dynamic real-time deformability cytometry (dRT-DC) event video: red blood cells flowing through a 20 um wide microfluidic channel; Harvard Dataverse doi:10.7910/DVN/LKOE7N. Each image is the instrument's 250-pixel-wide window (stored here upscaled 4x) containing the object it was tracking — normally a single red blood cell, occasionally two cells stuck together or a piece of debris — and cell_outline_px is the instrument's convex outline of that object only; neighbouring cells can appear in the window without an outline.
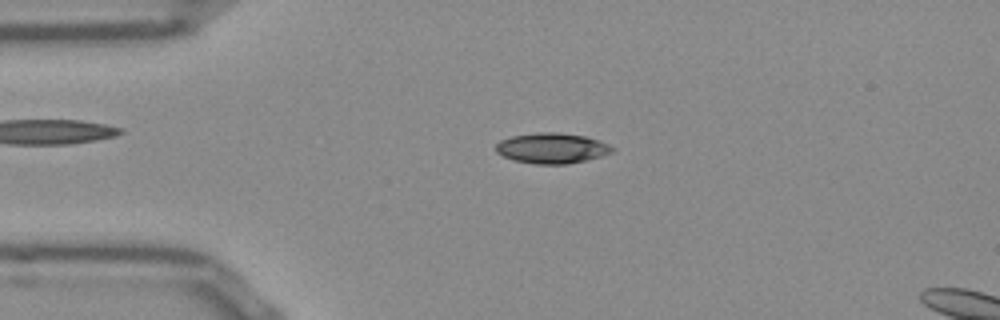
{"species": "Egyptian fruit bat (a non-hibernating species)", "species_latin": "Rousettus aegyptiacus", "temperature_condition": "room temperature", "stored_images_in_passage": 44, "camera_frame_rate_fps": 3000, "um_per_image_px": 0.085, "frame": {"image": 1, "passage_image": 4, "time_ms": 1.0, "image_size_px": [1000, 320], "cell_outline_px": [[616, 148], [612, 152], [600, 156], [568, 164], [536, 164], [516, 160], [504, 156], [496, 152], [496, 144], [500, 140], [512, 136], [536, 132], [560, 132], [584, 136], [608, 144]], "centroid_in_image_um": [46.9, 12.58], "position_along_channel_um": 38.1, "area_um2": 20.46}}
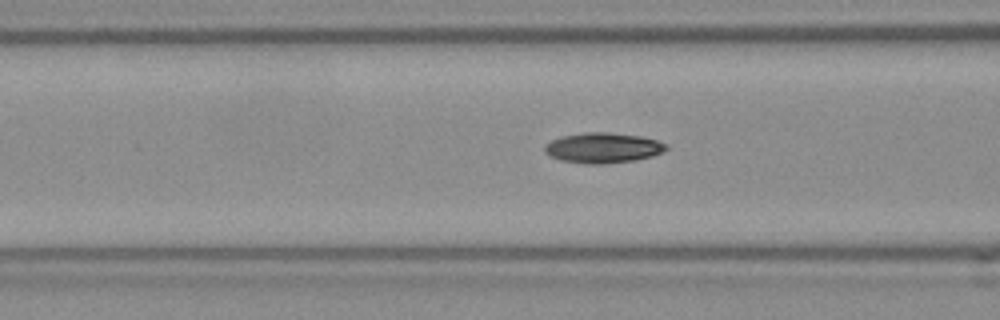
{"frame": {"image": 2, "passage_image": 12, "time_ms": 3.667, "image_size_px": [1000, 320], "cell_outline_px": [[668, 148], [652, 156], [636, 160], [604, 164], [588, 164], [560, 160], [544, 152], [544, 148], [552, 140], [560, 136], [584, 132], [608, 132], [640, 136], [656, 140], [668, 144]], "centroid_in_image_um": [51.25, 12.56], "position_along_channel_um": 115.3, "area_um2": 21.39}}
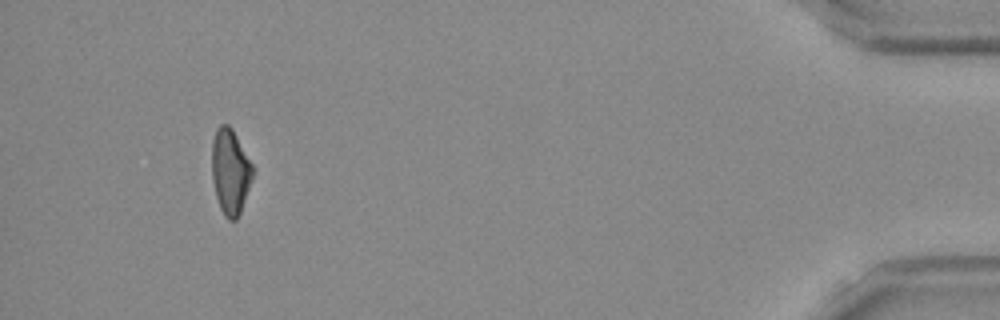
{"frame": {"image": 3, "passage_image": 41, "time_ms": 13.333, "image_size_px": [1000, 320], "cell_outline_px": [[252, 180], [240, 212], [236, 220], [228, 220], [224, 216], [220, 208], [216, 196], [212, 180], [212, 140], [216, 128], [220, 124], [228, 124], [232, 128], [252, 164]], "centroid_in_image_um": [19.55, 14.57], "position_along_channel_um": 415.6, "area_um2": 20.23}, "authors_computed_cell_mechanics": {"area_um2": 20.3456, "velocity_mm_per_s": 3.8679, "shape_relaxation_time_tau1_ms": 7.9379, "shape_relaxation_time_tau2_ms": 6.0381, "deformation_change_tau1": 0.1936, "deformation_change_tau2": 0.1218}}